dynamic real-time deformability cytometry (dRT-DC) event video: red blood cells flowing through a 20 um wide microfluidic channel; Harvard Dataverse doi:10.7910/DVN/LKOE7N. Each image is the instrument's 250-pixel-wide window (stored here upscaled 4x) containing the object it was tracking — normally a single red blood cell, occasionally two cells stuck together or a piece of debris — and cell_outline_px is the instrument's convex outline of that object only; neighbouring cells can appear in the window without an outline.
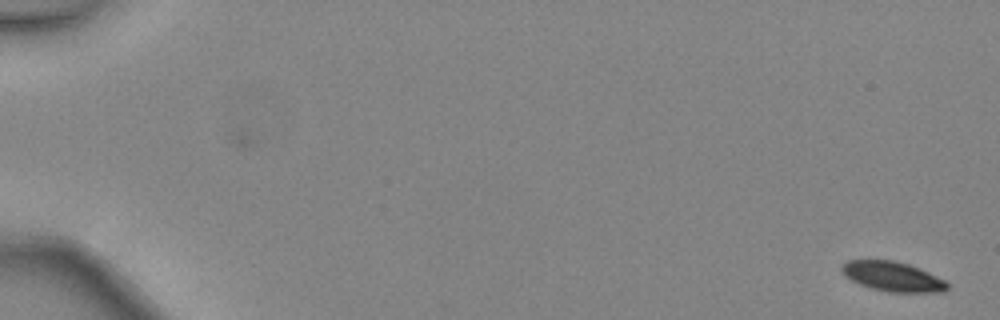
{"species": "common noctule bat (a hibernating species)", "species_latin": "Nyctalus noctula", "temperature_condition": "warm", "stored_images_in_passage": 48, "camera_frame_rate_fps": 3000, "um_per_image_px": 0.085, "animal": {"sex": "female", "body_mass_g": 24.6, "forearm_length_mm": 56.2}, "frame": {"image": 1, "passage_image": 1, "time_ms": 0.0, "image_size_px": [1000, 320], "cell_outline_px": [[948, 288], [944, 292], [888, 292], [868, 288], [844, 276], [840, 272], [840, 264], [848, 260], [896, 260], [908, 264], [928, 272], [944, 280], [948, 284]], "centroid_in_image_um": [75.82, 23.5], "position_along_channel_um": 9.2, "area_um2": 18.44}}
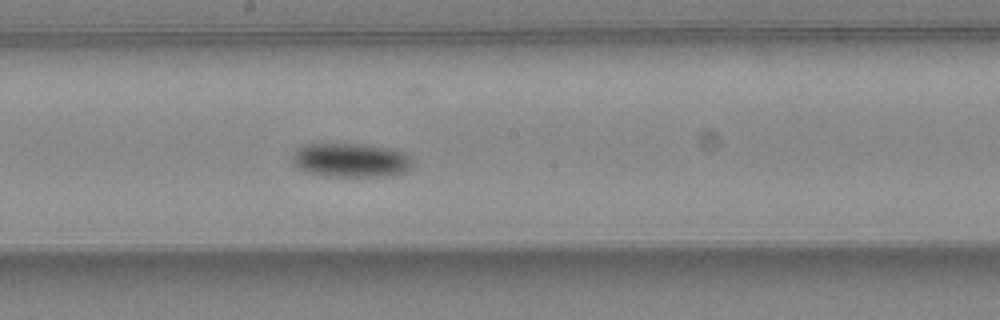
{"frame": {"image": 2, "passage_image": 28, "time_ms": 9.0, "image_size_px": [1000, 320], "cell_outline_px": [[412, 168], [404, 172], [392, 176], [324, 176], [308, 172], [296, 168], [292, 160], [292, 152], [296, 148], [304, 144], [368, 144], [396, 148], [412, 156]], "centroid_in_image_um": [29.85, 13.6], "position_along_channel_um": 218.3, "area_um2": 24.51}}
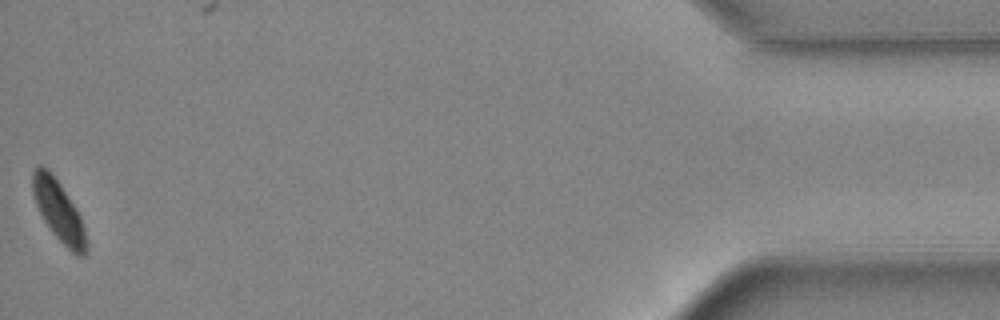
{"frame": {"image": 3, "passage_image": 48, "time_ms": 15.667, "image_size_px": [1000, 320], "cell_outline_px": [[88, 252], [84, 256], [76, 256], [52, 232], [44, 220], [36, 204], [32, 192], [32, 172], [36, 164], [40, 164], [48, 168], [60, 184], [76, 208], [80, 216], [84, 228], [88, 244]], "centroid_in_image_um": [4.99, 17.91], "position_along_channel_um": 430.2, "area_um2": 19.02}, "authors_computed_cell_mechanics": {"area_um2": 20.4323, "velocity_mm_per_s": 4.4519, "shape_relaxation_time_tau1_ms": 1.9774, "shape_relaxation_time_tau2_ms": null, "deformation_change_tau1": 0.0728, "deformation_change_tau2": null}}